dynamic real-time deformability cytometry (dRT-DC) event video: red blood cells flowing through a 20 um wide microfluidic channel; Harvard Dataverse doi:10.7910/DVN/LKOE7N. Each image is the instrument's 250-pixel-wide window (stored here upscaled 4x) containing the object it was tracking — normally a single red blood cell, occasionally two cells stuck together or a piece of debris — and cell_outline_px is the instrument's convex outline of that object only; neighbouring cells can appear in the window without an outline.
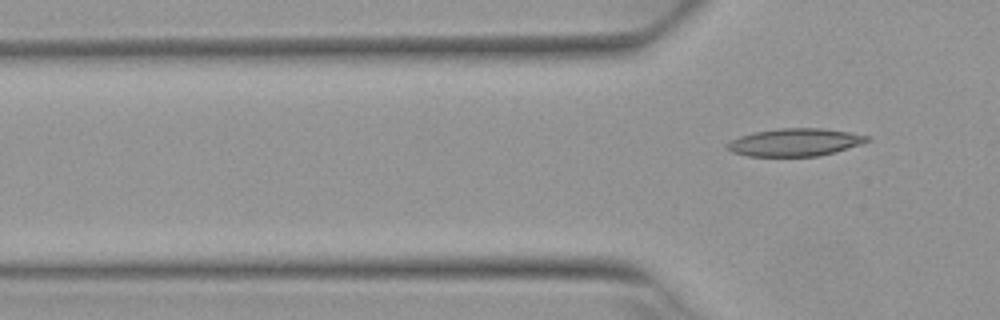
{"species": "Egyptian fruit bat (a non-hibernating species)", "species_latin": "Rousettus aegyptiacus", "temperature_condition": "warm", "stored_images_in_passage": 5, "camera_frame_rate_fps": 3000, "um_per_image_px": 0.085, "animal": {"sex": "female"}, "frame": {"image": 1, "passage_image": 5, "time_ms": 1.333, "image_size_px": [1000, 320], "cell_outline_px": [[872, 140], [836, 152], [820, 156], [748, 156], [732, 152], [724, 148], [724, 144], [740, 136], [756, 132], [780, 128], [820, 128], [848, 132], [868, 136]], "centroid_in_image_um": [67.55, 12.1], "position_along_channel_um": 58.3, "area_um2": 22.54}}